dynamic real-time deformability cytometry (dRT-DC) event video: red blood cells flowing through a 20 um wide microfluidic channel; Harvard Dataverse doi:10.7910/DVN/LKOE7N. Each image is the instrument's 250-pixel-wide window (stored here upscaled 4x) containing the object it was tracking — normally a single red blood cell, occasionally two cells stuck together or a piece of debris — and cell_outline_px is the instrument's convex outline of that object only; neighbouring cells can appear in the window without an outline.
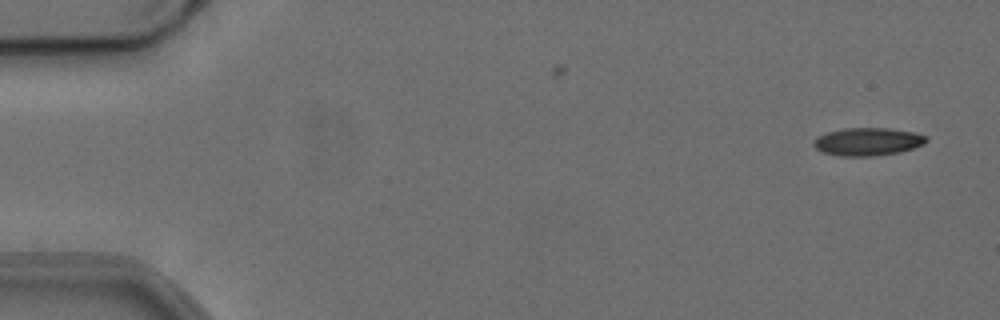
{"species": "common noctule bat (a hibernating species)", "species_latin": "Nyctalus noctula", "temperature_condition": "cold", "stored_images_in_passage": 53, "camera_frame_rate_fps": 3000, "um_per_image_px": 0.085, "animal": {"sex": "female", "body_mass_g": 24.6, "forearm_length_mm": 56.2}, "frame": {"image": 1, "passage_image": 1, "time_ms": 0.0, "image_size_px": [1000, 320], "cell_outline_px": [[928, 140], [924, 144], [900, 152], [872, 156], [840, 156], [820, 152], [812, 144], [816, 136], [828, 132], [844, 128], [888, 128], [916, 132], [928, 136]], "centroid_in_image_um": [73.75, 12.04], "position_along_channel_um": 11.2, "area_um2": 18.5}}
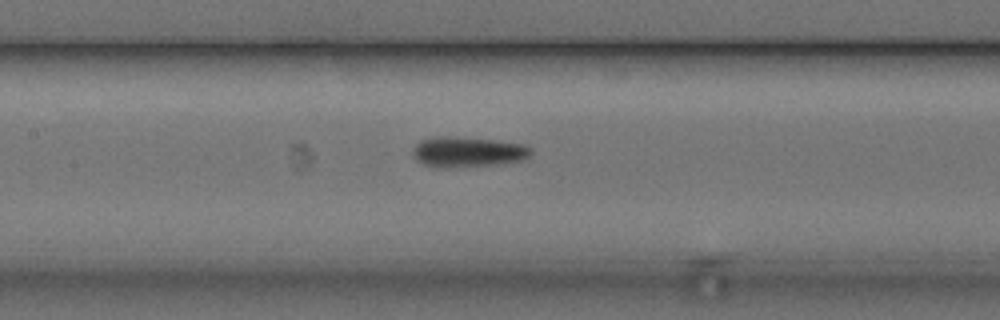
{"frame": {"image": 2, "passage_image": 24, "time_ms": 7.667, "image_size_px": [1000, 320], "cell_outline_px": [[532, 152], [524, 160], [496, 164], [448, 168], [440, 168], [424, 164], [416, 160], [412, 156], [412, 148], [420, 140], [440, 136], [456, 136], [496, 140], [528, 144], [532, 148]], "centroid_in_image_um": [39.76, 12.9], "position_along_channel_um": 167.6, "area_um2": 21.27}}
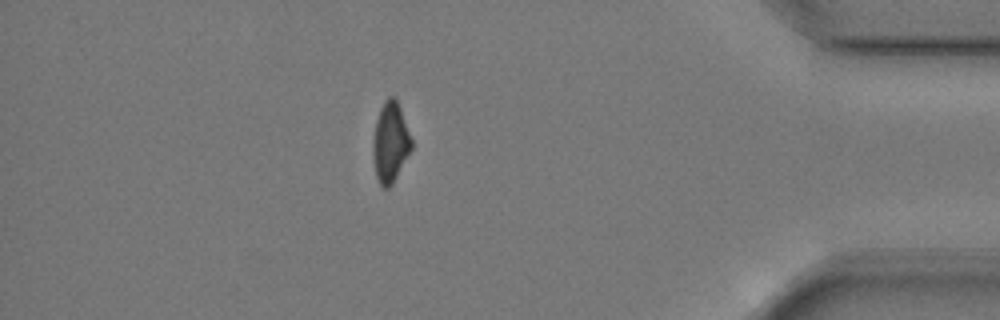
{"frame": {"image": 3, "passage_image": 46, "time_ms": 15.0, "image_size_px": [1000, 320], "cell_outline_px": [[412, 148], [392, 184], [388, 188], [380, 188], [376, 176], [372, 156], [372, 140], [376, 120], [380, 108], [384, 100], [388, 96], [392, 96], [396, 100], [400, 108], [412, 140]], "centroid_in_image_um": [33.15, 12.12], "position_along_channel_um": 402.1, "area_um2": 18.03}, "authors_computed_cell_mechanics": {"area_um2": 19.2474, "velocity_mm_per_s": 3.7568, "shape_relaxation_time_tau1_ms": 2.5227, "shape_relaxation_time_tau2_ms": 1.6517, "deformation_change_tau1": 0.1023, "deformation_change_tau2": 0.09}}